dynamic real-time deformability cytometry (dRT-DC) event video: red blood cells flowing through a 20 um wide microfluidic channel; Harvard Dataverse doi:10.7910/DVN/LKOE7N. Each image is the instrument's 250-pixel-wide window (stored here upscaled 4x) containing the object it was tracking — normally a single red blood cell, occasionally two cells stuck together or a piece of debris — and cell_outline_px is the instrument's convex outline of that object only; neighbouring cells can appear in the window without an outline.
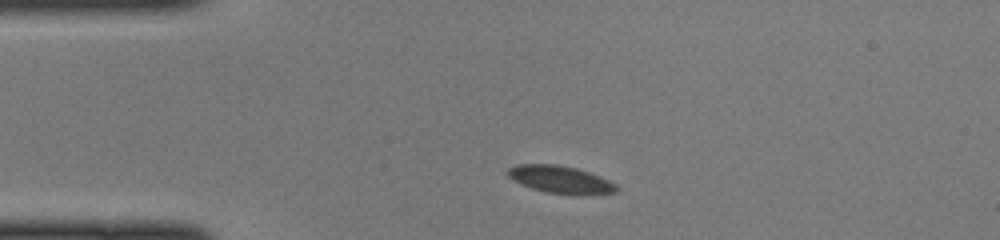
{"species": "common noctule bat (a hibernating species)", "species_latin": "Nyctalus noctula", "temperature_condition": "cold", "stored_images_in_passage": 40, "camera_frame_rate_fps": 3000, "um_per_image_px": 0.085, "animal": {"sex": "female", "body_mass_g": 22.0, "forearm_length_mm": 56.7}, "frame": {"image": 1, "passage_image": 1, "time_ms": 0.0, "image_size_px": [1000, 240], "cell_outline_px": [[620, 188], [616, 192], [588, 196], [576, 196], [544, 192], [520, 184], [512, 180], [504, 172], [508, 168], [516, 164], [556, 164], [576, 168], [588, 172], [608, 180], [616, 184]], "centroid_in_image_um": [47.63, 15.29], "position_along_channel_um": 37.4, "area_um2": 17.92}}
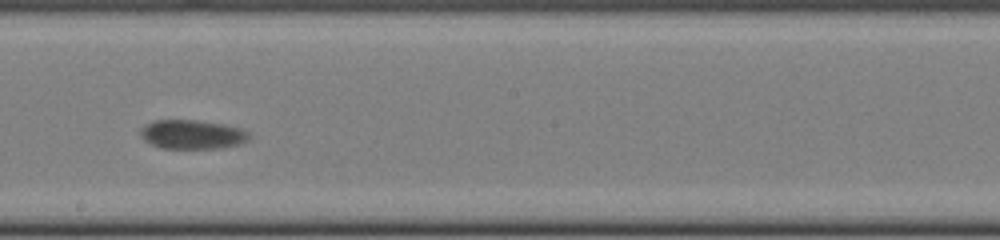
{"frame": {"image": 2, "passage_image": 18, "time_ms": 5.667, "image_size_px": [1000, 240], "cell_outline_px": [[252, 136], [248, 140], [240, 144], [220, 148], [160, 148], [144, 140], [140, 136], [140, 128], [144, 124], [156, 120], [196, 120], [220, 124], [240, 128], [248, 132]], "centroid_in_image_um": [16.32, 11.43], "position_along_channel_um": 231.9, "area_um2": 18.44}}
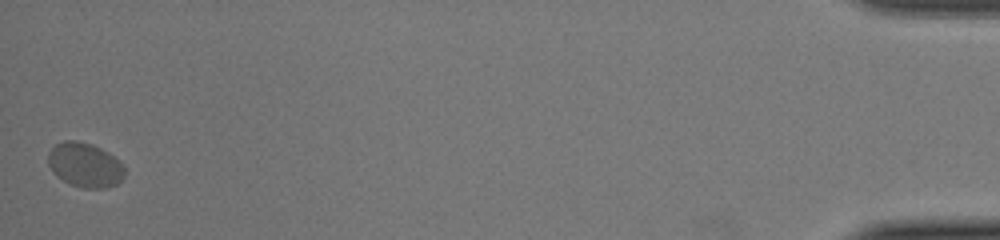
{"frame": {"image": 3, "passage_image": 40, "time_ms": 13.0, "image_size_px": [1000, 240], "cell_outline_px": [[124, 180], [116, 184], [104, 188], [84, 188], [72, 184], [56, 176], [52, 172], [48, 164], [48, 152], [56, 144], [64, 140], [76, 140], [92, 144], [108, 152], [124, 168]], "centroid_in_image_um": [7.2, 14.02], "position_along_channel_um": 428.0, "area_um2": 19.71}}